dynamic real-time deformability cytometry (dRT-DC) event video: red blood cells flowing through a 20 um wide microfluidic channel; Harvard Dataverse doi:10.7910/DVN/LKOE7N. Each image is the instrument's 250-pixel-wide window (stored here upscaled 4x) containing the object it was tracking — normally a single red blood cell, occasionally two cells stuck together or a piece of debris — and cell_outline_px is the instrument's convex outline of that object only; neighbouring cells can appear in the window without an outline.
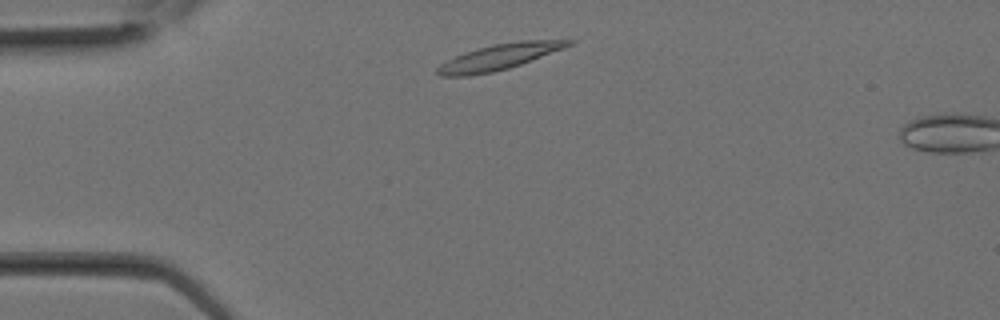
{"species": "Egyptian fruit bat (a non-hibernating species)", "species_latin": "Rousettus aegyptiacus", "temperature_condition": "room temperature", "stored_images_in_passage": 3, "camera_frame_rate_fps": 3000, "um_per_image_px": 0.085, "animal": {"sex": "female"}, "frame": {"image": 1, "passage_image": 2, "time_ms": 0.333, "image_size_px": [1000, 320], "cell_outline_px": [[576, 40], [572, 44], [564, 48], [520, 64], [508, 68], [492, 72], [468, 76], [440, 76], [436, 72], [436, 68], [440, 64], [456, 56], [492, 44], [520, 40]], "centroid_in_image_um": [42.42, 4.84], "position_along_channel_um": 42.6, "area_um2": 19.31}}